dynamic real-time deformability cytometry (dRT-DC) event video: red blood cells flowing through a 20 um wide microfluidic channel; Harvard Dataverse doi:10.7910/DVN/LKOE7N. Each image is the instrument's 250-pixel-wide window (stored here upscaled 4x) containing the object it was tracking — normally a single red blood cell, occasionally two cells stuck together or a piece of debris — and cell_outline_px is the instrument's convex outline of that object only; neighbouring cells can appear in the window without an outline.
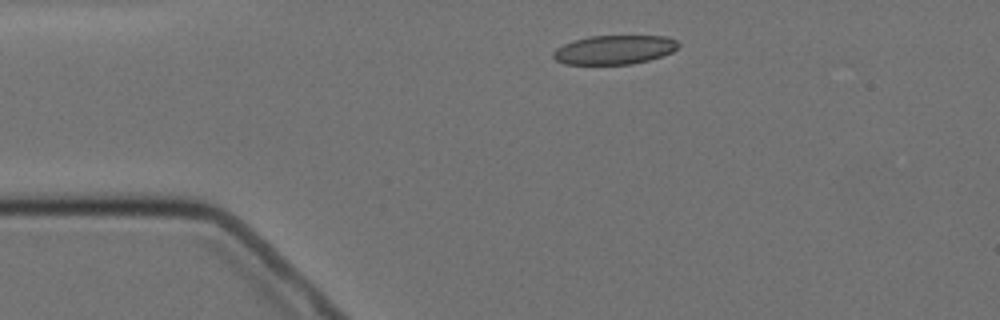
{"species": "Egyptian fruit bat (a non-hibernating species)", "species_latin": "Rousettus aegyptiacus", "temperature_condition": "cold", "stored_images_in_passage": 3, "camera_frame_rate_fps": 3000, "um_per_image_px": 0.085, "animal": {"sex": "female"}, "frame": {"image": 1, "passage_image": 1, "time_ms": 0.0, "image_size_px": [1000, 320], "cell_outline_px": [[680, 44], [672, 52], [648, 60], [632, 64], [564, 64], [556, 60], [552, 56], [552, 52], [556, 48], [572, 40], [588, 36], [668, 36], [676, 40]], "centroid_in_image_um": [52.19, 4.22], "position_along_channel_um": 32.8, "area_um2": 21.21}}